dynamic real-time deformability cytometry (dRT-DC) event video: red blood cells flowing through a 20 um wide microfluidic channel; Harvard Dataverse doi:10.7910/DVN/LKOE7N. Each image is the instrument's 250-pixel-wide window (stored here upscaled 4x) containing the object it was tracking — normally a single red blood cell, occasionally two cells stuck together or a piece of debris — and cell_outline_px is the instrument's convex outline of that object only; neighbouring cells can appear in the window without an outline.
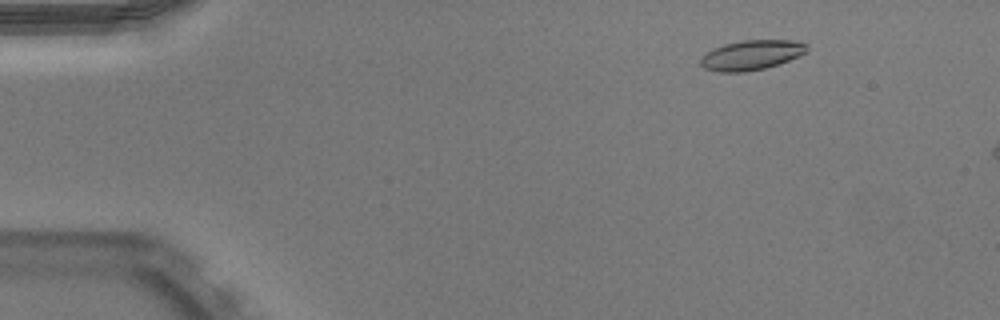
{"species": "Egyptian fruit bat (a non-hibernating species)", "species_latin": "Rousettus aegyptiacus", "temperature_condition": "warm", "stored_images_in_passage": 12, "camera_frame_rate_fps": 3000, "um_per_image_px": 0.085, "animal": {"sex": "male"}, "frame": {"image": 1, "passage_image": 7, "time_ms": 2.0, "image_size_px": [1000, 320], "cell_outline_px": [[808, 48], [800, 56], [764, 68], [744, 72], [720, 72], [704, 68], [700, 64], [700, 56], [704, 52], [712, 48], [724, 44], [740, 40], [792, 40], [808, 44]], "centroid_in_image_um": [63.81, 4.67], "position_along_channel_um": 21.2, "area_um2": 18.55}}